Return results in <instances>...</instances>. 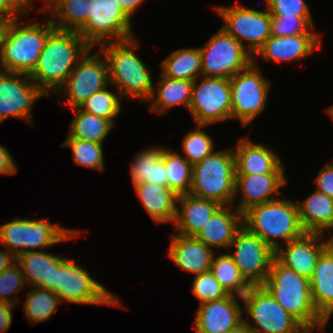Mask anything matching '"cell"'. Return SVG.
Listing matches in <instances>:
<instances>
[{"label":"cell","mask_w":333,"mask_h":333,"mask_svg":"<svg viewBox=\"0 0 333 333\" xmlns=\"http://www.w3.org/2000/svg\"><path fill=\"white\" fill-rule=\"evenodd\" d=\"M90 47L74 30L54 29L46 39L37 66L29 75L47 95L55 93L65 84L78 60Z\"/></svg>","instance_id":"6da1fadb"},{"label":"cell","mask_w":333,"mask_h":333,"mask_svg":"<svg viewBox=\"0 0 333 333\" xmlns=\"http://www.w3.org/2000/svg\"><path fill=\"white\" fill-rule=\"evenodd\" d=\"M135 37L99 46L107 60L109 82L115 85L122 97L150 99L154 85L151 73L143 60L134 52L138 46Z\"/></svg>","instance_id":"7a4b0ae2"},{"label":"cell","mask_w":333,"mask_h":333,"mask_svg":"<svg viewBox=\"0 0 333 333\" xmlns=\"http://www.w3.org/2000/svg\"><path fill=\"white\" fill-rule=\"evenodd\" d=\"M243 226L274 251L280 247L282 241L279 240L286 244L305 233L297 203L281 198L250 207L243 213Z\"/></svg>","instance_id":"3957f363"},{"label":"cell","mask_w":333,"mask_h":333,"mask_svg":"<svg viewBox=\"0 0 333 333\" xmlns=\"http://www.w3.org/2000/svg\"><path fill=\"white\" fill-rule=\"evenodd\" d=\"M263 286L309 333L318 327L322 317L314 308L308 278L274 259Z\"/></svg>","instance_id":"277c9868"},{"label":"cell","mask_w":333,"mask_h":333,"mask_svg":"<svg viewBox=\"0 0 333 333\" xmlns=\"http://www.w3.org/2000/svg\"><path fill=\"white\" fill-rule=\"evenodd\" d=\"M236 169L233 149L214 151L192 167L193 196L230 206L235 199Z\"/></svg>","instance_id":"5b68a950"},{"label":"cell","mask_w":333,"mask_h":333,"mask_svg":"<svg viewBox=\"0 0 333 333\" xmlns=\"http://www.w3.org/2000/svg\"><path fill=\"white\" fill-rule=\"evenodd\" d=\"M18 21L17 18L14 20L0 52V71L30 75L55 26L50 18L42 24L34 21L26 26Z\"/></svg>","instance_id":"8992f818"},{"label":"cell","mask_w":333,"mask_h":333,"mask_svg":"<svg viewBox=\"0 0 333 333\" xmlns=\"http://www.w3.org/2000/svg\"><path fill=\"white\" fill-rule=\"evenodd\" d=\"M79 230L64 228L45 219L17 218L0 225V243L15 258L29 249H45L56 243L78 237ZM6 247H5V246Z\"/></svg>","instance_id":"52a82bcc"},{"label":"cell","mask_w":333,"mask_h":333,"mask_svg":"<svg viewBox=\"0 0 333 333\" xmlns=\"http://www.w3.org/2000/svg\"><path fill=\"white\" fill-rule=\"evenodd\" d=\"M56 294L61 302L121 307L119 298L95 281L74 259L57 260Z\"/></svg>","instance_id":"ba28073f"},{"label":"cell","mask_w":333,"mask_h":333,"mask_svg":"<svg viewBox=\"0 0 333 333\" xmlns=\"http://www.w3.org/2000/svg\"><path fill=\"white\" fill-rule=\"evenodd\" d=\"M244 312L254 320L251 325L243 319L254 333H309L292 317L264 286H251L241 298Z\"/></svg>","instance_id":"9c48e42d"},{"label":"cell","mask_w":333,"mask_h":333,"mask_svg":"<svg viewBox=\"0 0 333 333\" xmlns=\"http://www.w3.org/2000/svg\"><path fill=\"white\" fill-rule=\"evenodd\" d=\"M202 55V76L232 78L253 62L245 47L223 27L199 47Z\"/></svg>","instance_id":"30bf717a"},{"label":"cell","mask_w":333,"mask_h":333,"mask_svg":"<svg viewBox=\"0 0 333 333\" xmlns=\"http://www.w3.org/2000/svg\"><path fill=\"white\" fill-rule=\"evenodd\" d=\"M131 21L132 18L113 0H94L93 14L76 32L93 49L97 44L101 46L133 38Z\"/></svg>","instance_id":"8fae6325"},{"label":"cell","mask_w":333,"mask_h":333,"mask_svg":"<svg viewBox=\"0 0 333 333\" xmlns=\"http://www.w3.org/2000/svg\"><path fill=\"white\" fill-rule=\"evenodd\" d=\"M256 60L230 78L231 119L239 118L243 126L250 124L265 109L270 81L266 80Z\"/></svg>","instance_id":"7c38bea8"},{"label":"cell","mask_w":333,"mask_h":333,"mask_svg":"<svg viewBox=\"0 0 333 333\" xmlns=\"http://www.w3.org/2000/svg\"><path fill=\"white\" fill-rule=\"evenodd\" d=\"M237 4L232 7L216 6V12L223 19L222 26L235 37L253 56L271 36L270 12L254 10ZM244 41L247 44H244Z\"/></svg>","instance_id":"4fadbf2b"},{"label":"cell","mask_w":333,"mask_h":333,"mask_svg":"<svg viewBox=\"0 0 333 333\" xmlns=\"http://www.w3.org/2000/svg\"><path fill=\"white\" fill-rule=\"evenodd\" d=\"M197 79L192 88L191 103L188 108L197 125L208 126L231 118L230 79L219 77ZM197 84V85H196Z\"/></svg>","instance_id":"5bb4252c"},{"label":"cell","mask_w":333,"mask_h":333,"mask_svg":"<svg viewBox=\"0 0 333 333\" xmlns=\"http://www.w3.org/2000/svg\"><path fill=\"white\" fill-rule=\"evenodd\" d=\"M229 254L250 286H263L275 259V251L259 236L242 226L236 233Z\"/></svg>","instance_id":"9a60e30c"},{"label":"cell","mask_w":333,"mask_h":333,"mask_svg":"<svg viewBox=\"0 0 333 333\" xmlns=\"http://www.w3.org/2000/svg\"><path fill=\"white\" fill-rule=\"evenodd\" d=\"M90 51L92 48L78 60L65 84L56 93L59 95L64 91L67 97L65 103L72 108L79 107L94 93L110 85L105 56L101 51L89 55Z\"/></svg>","instance_id":"2e32d148"},{"label":"cell","mask_w":333,"mask_h":333,"mask_svg":"<svg viewBox=\"0 0 333 333\" xmlns=\"http://www.w3.org/2000/svg\"><path fill=\"white\" fill-rule=\"evenodd\" d=\"M42 96L47 95L28 74L0 71V124L9 117L33 124L30 112Z\"/></svg>","instance_id":"e0dca14e"},{"label":"cell","mask_w":333,"mask_h":333,"mask_svg":"<svg viewBox=\"0 0 333 333\" xmlns=\"http://www.w3.org/2000/svg\"><path fill=\"white\" fill-rule=\"evenodd\" d=\"M322 237L324 234L305 232L286 243L285 249L280 246L275 251V259L286 268L310 279L318 258L329 246V241L319 242Z\"/></svg>","instance_id":"ac0fdd59"},{"label":"cell","mask_w":333,"mask_h":333,"mask_svg":"<svg viewBox=\"0 0 333 333\" xmlns=\"http://www.w3.org/2000/svg\"><path fill=\"white\" fill-rule=\"evenodd\" d=\"M237 298L229 294L227 297L199 304L196 311L195 333H226L243 322L242 308Z\"/></svg>","instance_id":"d6986e66"},{"label":"cell","mask_w":333,"mask_h":333,"mask_svg":"<svg viewBox=\"0 0 333 333\" xmlns=\"http://www.w3.org/2000/svg\"><path fill=\"white\" fill-rule=\"evenodd\" d=\"M284 173H265L256 175L236 174L235 198L238 190L241 192L242 199L237 206V210L243 214L250 207L266 203L276 199L278 194H282L279 189L287 184ZM241 191H240V189ZM271 195H274L271 197Z\"/></svg>","instance_id":"ffe728a7"},{"label":"cell","mask_w":333,"mask_h":333,"mask_svg":"<svg viewBox=\"0 0 333 333\" xmlns=\"http://www.w3.org/2000/svg\"><path fill=\"white\" fill-rule=\"evenodd\" d=\"M309 281L314 308L322 317L317 328L321 331L333 314V248L330 245L318 258Z\"/></svg>","instance_id":"44dd1931"},{"label":"cell","mask_w":333,"mask_h":333,"mask_svg":"<svg viewBox=\"0 0 333 333\" xmlns=\"http://www.w3.org/2000/svg\"><path fill=\"white\" fill-rule=\"evenodd\" d=\"M321 34H299L283 37L270 36L256 55L265 60L275 62L295 61L312 54L316 48H320Z\"/></svg>","instance_id":"7402d4cb"},{"label":"cell","mask_w":333,"mask_h":333,"mask_svg":"<svg viewBox=\"0 0 333 333\" xmlns=\"http://www.w3.org/2000/svg\"><path fill=\"white\" fill-rule=\"evenodd\" d=\"M236 174L284 173L285 168L279 156L268 146L257 144L249 138H241L233 149Z\"/></svg>","instance_id":"603a6c76"},{"label":"cell","mask_w":333,"mask_h":333,"mask_svg":"<svg viewBox=\"0 0 333 333\" xmlns=\"http://www.w3.org/2000/svg\"><path fill=\"white\" fill-rule=\"evenodd\" d=\"M170 242L168 256L180 269L195 275L210 270L214 249L206 246L196 237H188L178 233L171 236Z\"/></svg>","instance_id":"cb8c5ba5"},{"label":"cell","mask_w":333,"mask_h":333,"mask_svg":"<svg viewBox=\"0 0 333 333\" xmlns=\"http://www.w3.org/2000/svg\"><path fill=\"white\" fill-rule=\"evenodd\" d=\"M179 202L174 223L178 234L188 237H196L208 220L222 207L216 201L191 194L179 195Z\"/></svg>","instance_id":"d4e9b609"},{"label":"cell","mask_w":333,"mask_h":333,"mask_svg":"<svg viewBox=\"0 0 333 333\" xmlns=\"http://www.w3.org/2000/svg\"><path fill=\"white\" fill-rule=\"evenodd\" d=\"M229 206H222L196 236L206 246L230 248L237 231L243 226V214Z\"/></svg>","instance_id":"484cf974"},{"label":"cell","mask_w":333,"mask_h":333,"mask_svg":"<svg viewBox=\"0 0 333 333\" xmlns=\"http://www.w3.org/2000/svg\"><path fill=\"white\" fill-rule=\"evenodd\" d=\"M59 258L57 254L36 250L18 255L16 263L25 275L27 283L56 293L57 260Z\"/></svg>","instance_id":"4316f807"},{"label":"cell","mask_w":333,"mask_h":333,"mask_svg":"<svg viewBox=\"0 0 333 333\" xmlns=\"http://www.w3.org/2000/svg\"><path fill=\"white\" fill-rule=\"evenodd\" d=\"M134 189L147 213L157 223L174 222L178 195L167 186L152 183L134 184Z\"/></svg>","instance_id":"83f0119b"},{"label":"cell","mask_w":333,"mask_h":333,"mask_svg":"<svg viewBox=\"0 0 333 333\" xmlns=\"http://www.w3.org/2000/svg\"><path fill=\"white\" fill-rule=\"evenodd\" d=\"M297 205L305 232L324 234L325 230H333V198L315 190Z\"/></svg>","instance_id":"f1b7e54d"},{"label":"cell","mask_w":333,"mask_h":333,"mask_svg":"<svg viewBox=\"0 0 333 333\" xmlns=\"http://www.w3.org/2000/svg\"><path fill=\"white\" fill-rule=\"evenodd\" d=\"M40 12H50L56 29L77 31L93 14L94 0H45Z\"/></svg>","instance_id":"f546056e"},{"label":"cell","mask_w":333,"mask_h":333,"mask_svg":"<svg viewBox=\"0 0 333 333\" xmlns=\"http://www.w3.org/2000/svg\"><path fill=\"white\" fill-rule=\"evenodd\" d=\"M158 87L153 89L150 110L160 114H167L168 109L177 105L189 108L194 81L169 78L160 74Z\"/></svg>","instance_id":"4dcf8cb0"},{"label":"cell","mask_w":333,"mask_h":333,"mask_svg":"<svg viewBox=\"0 0 333 333\" xmlns=\"http://www.w3.org/2000/svg\"><path fill=\"white\" fill-rule=\"evenodd\" d=\"M130 175L134 184L152 183L167 186L166 168L163 161V148L150 147L142 150L131 162Z\"/></svg>","instance_id":"1f68e13d"},{"label":"cell","mask_w":333,"mask_h":333,"mask_svg":"<svg viewBox=\"0 0 333 333\" xmlns=\"http://www.w3.org/2000/svg\"><path fill=\"white\" fill-rule=\"evenodd\" d=\"M160 66L164 76L195 81L202 76V55L199 48H182L174 51Z\"/></svg>","instance_id":"d6a6232c"},{"label":"cell","mask_w":333,"mask_h":333,"mask_svg":"<svg viewBox=\"0 0 333 333\" xmlns=\"http://www.w3.org/2000/svg\"><path fill=\"white\" fill-rule=\"evenodd\" d=\"M72 109L75 116L69 125L68 136L103 144V140L115 123L109 119L86 113L79 107Z\"/></svg>","instance_id":"836d02e7"},{"label":"cell","mask_w":333,"mask_h":333,"mask_svg":"<svg viewBox=\"0 0 333 333\" xmlns=\"http://www.w3.org/2000/svg\"><path fill=\"white\" fill-rule=\"evenodd\" d=\"M167 187L178 196L189 194L192 184V165L175 151L163 148Z\"/></svg>","instance_id":"e575fe53"},{"label":"cell","mask_w":333,"mask_h":333,"mask_svg":"<svg viewBox=\"0 0 333 333\" xmlns=\"http://www.w3.org/2000/svg\"><path fill=\"white\" fill-rule=\"evenodd\" d=\"M210 271L228 294L243 297L251 288L229 254L213 257Z\"/></svg>","instance_id":"d590c367"},{"label":"cell","mask_w":333,"mask_h":333,"mask_svg":"<svg viewBox=\"0 0 333 333\" xmlns=\"http://www.w3.org/2000/svg\"><path fill=\"white\" fill-rule=\"evenodd\" d=\"M59 303L62 302L56 293L37 287L29 290L23 310L29 323L36 324L49 320Z\"/></svg>","instance_id":"8d00e7d4"},{"label":"cell","mask_w":333,"mask_h":333,"mask_svg":"<svg viewBox=\"0 0 333 333\" xmlns=\"http://www.w3.org/2000/svg\"><path fill=\"white\" fill-rule=\"evenodd\" d=\"M103 144L86 141L72 136L61 144V147H69L73 153L74 163L84 167L104 171Z\"/></svg>","instance_id":"74e56055"},{"label":"cell","mask_w":333,"mask_h":333,"mask_svg":"<svg viewBox=\"0 0 333 333\" xmlns=\"http://www.w3.org/2000/svg\"><path fill=\"white\" fill-rule=\"evenodd\" d=\"M108 86L94 93L92 96L87 98L79 108L86 113L93 114L105 119L115 122V118L121 111V100L122 97L112 93L107 89Z\"/></svg>","instance_id":"f35d334b"},{"label":"cell","mask_w":333,"mask_h":333,"mask_svg":"<svg viewBox=\"0 0 333 333\" xmlns=\"http://www.w3.org/2000/svg\"><path fill=\"white\" fill-rule=\"evenodd\" d=\"M197 126L196 130L189 131L182 140L185 158L192 166L212 154L215 149L212 138L201 130L204 125Z\"/></svg>","instance_id":"ab89813d"},{"label":"cell","mask_w":333,"mask_h":333,"mask_svg":"<svg viewBox=\"0 0 333 333\" xmlns=\"http://www.w3.org/2000/svg\"><path fill=\"white\" fill-rule=\"evenodd\" d=\"M312 21V18H301L300 16H272L271 36L283 37L299 34H317L313 30L314 24Z\"/></svg>","instance_id":"60d3db41"},{"label":"cell","mask_w":333,"mask_h":333,"mask_svg":"<svg viewBox=\"0 0 333 333\" xmlns=\"http://www.w3.org/2000/svg\"><path fill=\"white\" fill-rule=\"evenodd\" d=\"M192 293L200 300V304L221 300L229 295L210 270L195 276Z\"/></svg>","instance_id":"b9f144b4"},{"label":"cell","mask_w":333,"mask_h":333,"mask_svg":"<svg viewBox=\"0 0 333 333\" xmlns=\"http://www.w3.org/2000/svg\"><path fill=\"white\" fill-rule=\"evenodd\" d=\"M27 283L25 275L18 264L13 263L0 273V303L15 304L14 297L9 295L19 293ZM9 296V297H8ZM14 298V299H13Z\"/></svg>","instance_id":"7bdbcfd3"},{"label":"cell","mask_w":333,"mask_h":333,"mask_svg":"<svg viewBox=\"0 0 333 333\" xmlns=\"http://www.w3.org/2000/svg\"><path fill=\"white\" fill-rule=\"evenodd\" d=\"M266 8L271 16L312 18L309 7L304 0H266Z\"/></svg>","instance_id":"ee69618b"},{"label":"cell","mask_w":333,"mask_h":333,"mask_svg":"<svg viewBox=\"0 0 333 333\" xmlns=\"http://www.w3.org/2000/svg\"><path fill=\"white\" fill-rule=\"evenodd\" d=\"M315 183L317 191L333 198V163H326L315 178Z\"/></svg>","instance_id":"f6af8a7d"},{"label":"cell","mask_w":333,"mask_h":333,"mask_svg":"<svg viewBox=\"0 0 333 333\" xmlns=\"http://www.w3.org/2000/svg\"><path fill=\"white\" fill-rule=\"evenodd\" d=\"M32 0H0V13L13 17L30 12ZM19 14V15H18Z\"/></svg>","instance_id":"bcb514c9"},{"label":"cell","mask_w":333,"mask_h":333,"mask_svg":"<svg viewBox=\"0 0 333 333\" xmlns=\"http://www.w3.org/2000/svg\"><path fill=\"white\" fill-rule=\"evenodd\" d=\"M17 166L9 151L0 145V174L11 175L17 172Z\"/></svg>","instance_id":"7dc6e473"},{"label":"cell","mask_w":333,"mask_h":333,"mask_svg":"<svg viewBox=\"0 0 333 333\" xmlns=\"http://www.w3.org/2000/svg\"><path fill=\"white\" fill-rule=\"evenodd\" d=\"M16 304L0 303V333L7 332L12 323V309Z\"/></svg>","instance_id":"c3c4849f"},{"label":"cell","mask_w":333,"mask_h":333,"mask_svg":"<svg viewBox=\"0 0 333 333\" xmlns=\"http://www.w3.org/2000/svg\"><path fill=\"white\" fill-rule=\"evenodd\" d=\"M15 19L16 18L11 15L0 13V52L5 44V41L7 40L10 28Z\"/></svg>","instance_id":"681fc988"},{"label":"cell","mask_w":333,"mask_h":333,"mask_svg":"<svg viewBox=\"0 0 333 333\" xmlns=\"http://www.w3.org/2000/svg\"><path fill=\"white\" fill-rule=\"evenodd\" d=\"M130 18L144 0H113Z\"/></svg>","instance_id":"f907efd6"},{"label":"cell","mask_w":333,"mask_h":333,"mask_svg":"<svg viewBox=\"0 0 333 333\" xmlns=\"http://www.w3.org/2000/svg\"><path fill=\"white\" fill-rule=\"evenodd\" d=\"M5 251L0 250V273L16 262V258L7 249Z\"/></svg>","instance_id":"816d5d0a"},{"label":"cell","mask_w":333,"mask_h":333,"mask_svg":"<svg viewBox=\"0 0 333 333\" xmlns=\"http://www.w3.org/2000/svg\"><path fill=\"white\" fill-rule=\"evenodd\" d=\"M226 333H254L247 323L244 321L241 322L237 327L233 328L230 331H227Z\"/></svg>","instance_id":"f5cc1de1"},{"label":"cell","mask_w":333,"mask_h":333,"mask_svg":"<svg viewBox=\"0 0 333 333\" xmlns=\"http://www.w3.org/2000/svg\"><path fill=\"white\" fill-rule=\"evenodd\" d=\"M327 113L329 114V116L332 118L333 120V105L328 107L327 109Z\"/></svg>","instance_id":"db71d44e"},{"label":"cell","mask_w":333,"mask_h":333,"mask_svg":"<svg viewBox=\"0 0 333 333\" xmlns=\"http://www.w3.org/2000/svg\"><path fill=\"white\" fill-rule=\"evenodd\" d=\"M329 241V245L333 248V235L332 237H330V239H328Z\"/></svg>","instance_id":"11a10c76"}]
</instances>
